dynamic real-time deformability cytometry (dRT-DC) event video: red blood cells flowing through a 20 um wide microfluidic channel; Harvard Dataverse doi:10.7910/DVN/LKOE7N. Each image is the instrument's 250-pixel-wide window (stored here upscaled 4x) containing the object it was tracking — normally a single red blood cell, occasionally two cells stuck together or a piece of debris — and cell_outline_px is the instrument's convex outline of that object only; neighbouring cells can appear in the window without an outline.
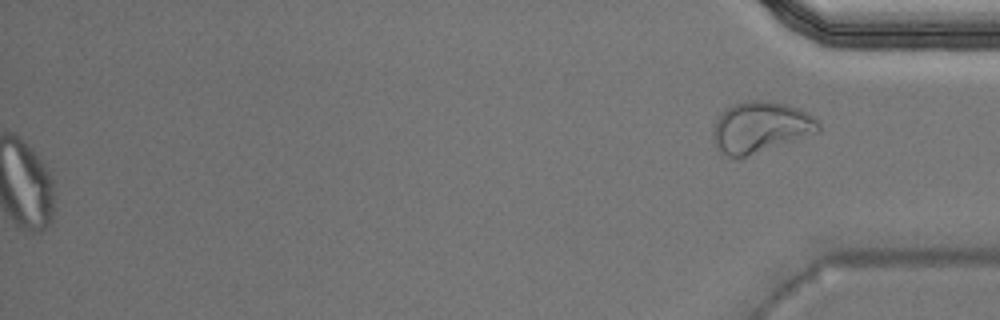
{"species": "Egyptian fruit bat (a non-hibernating species)", "species_latin": "Rousettus aegyptiacus", "temperature_condition": "warm", "stored_images_in_passage": 51, "segment_of_instrument_passage": [2, 2], "camera_frame_rate_fps": 3000, "um_per_image_px": 0.085, "animal": {"sex": "male"}, "frame": {"image": 1, "passage_image": 51, "time_ms": 16.667, "image_size_px": [1000, 320], "cell_outline_px": [[820, 128], [816, 132], [744, 156], [728, 156], [712, 140], [712, 132], [716, 120], [720, 112], [724, 108], [732, 104], [748, 100], [768, 100], [788, 104], [804, 112], [816, 120], [820, 124]], "centroid_in_image_um": [64.58, 10.75], "position_along_channel_um": 370.6, "area_um2": 30.46}}